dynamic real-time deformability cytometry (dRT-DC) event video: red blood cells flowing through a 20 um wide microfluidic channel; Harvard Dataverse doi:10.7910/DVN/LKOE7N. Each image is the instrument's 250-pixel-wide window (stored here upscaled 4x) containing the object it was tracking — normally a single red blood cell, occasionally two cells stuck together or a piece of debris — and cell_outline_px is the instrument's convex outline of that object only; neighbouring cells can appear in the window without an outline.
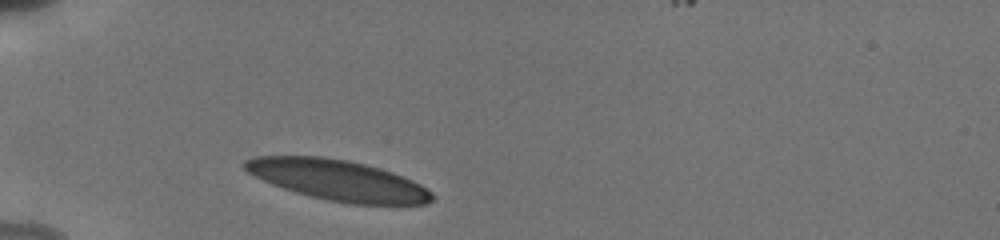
{"species": "human", "species_latin": "Homo sapiens", "temperature_condition": "cold", "stored_images_in_passage": 1, "camera_frame_rate_fps": 3000, "um_per_image_px": 0.085, "donor": {"sex": "male"}, "frame": {"image": 1, "passage_image": 1, "time_ms": 0.0, "image_size_px": [1000, 240], "cell_outline_px": [[436, 200], [428, 204], [352, 204], [328, 200], [296, 192], [272, 184], [248, 172], [244, 168], [244, 160], [252, 156], [320, 156], [348, 160], [380, 168], [404, 176], [420, 184], [432, 192], [436, 196]], "centroid_in_image_um": [28.77, 15.31], "position_along_channel_um": 56.2, "area_um2": 44.22}}